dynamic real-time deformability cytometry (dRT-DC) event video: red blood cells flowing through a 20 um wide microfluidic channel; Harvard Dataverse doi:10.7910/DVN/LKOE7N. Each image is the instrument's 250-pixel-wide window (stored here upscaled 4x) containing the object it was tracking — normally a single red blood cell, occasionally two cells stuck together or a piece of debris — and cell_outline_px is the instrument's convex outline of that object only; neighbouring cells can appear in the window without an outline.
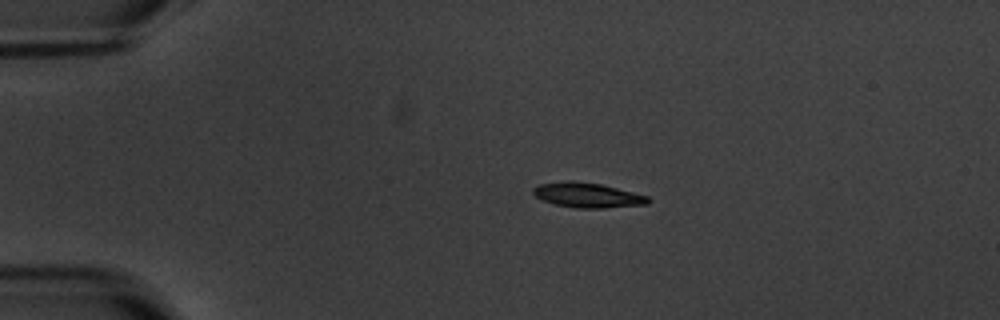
{"species": "common noctule bat (a hibernating species)", "species_latin": "Nyctalus noctula", "temperature_condition": "warm", "stored_images_in_passage": 7, "camera_frame_rate_fps": 3000, "um_per_image_px": 0.085, "animal": {"sex": "male", "body_mass_g": 20.1, "forearm_length_mm": 53.5}, "frame": {"image": 1, "passage_image": 1, "time_ms": 0.0, "image_size_px": [1000, 320], "cell_outline_px": [[652, 200], [648, 204], [604, 208], [576, 208], [556, 204], [544, 200], [536, 196], [532, 192], [532, 188], [540, 184], [568, 180], [572, 180], [600, 184], [648, 196]], "centroid_in_image_um": [49.95, 16.59], "position_along_channel_um": 35.1, "area_um2": 16.53}}
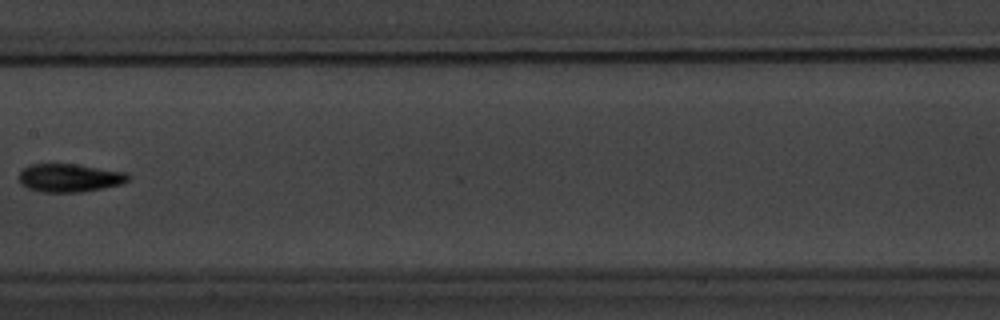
{"frame": {"image": 2, "passage_image": 6, "time_ms": 6.0, "image_size_px": [1000, 320], "cell_outline_px": [[132, 176], [128, 180], [120, 184], [80, 192], [40, 192], [28, 188], [20, 184], [20, 172], [28, 164], [76, 164], [128, 172]], "centroid_in_image_um": [5.92, 15.11], "position_along_channel_um": 201.5, "area_um2": 17.98}}
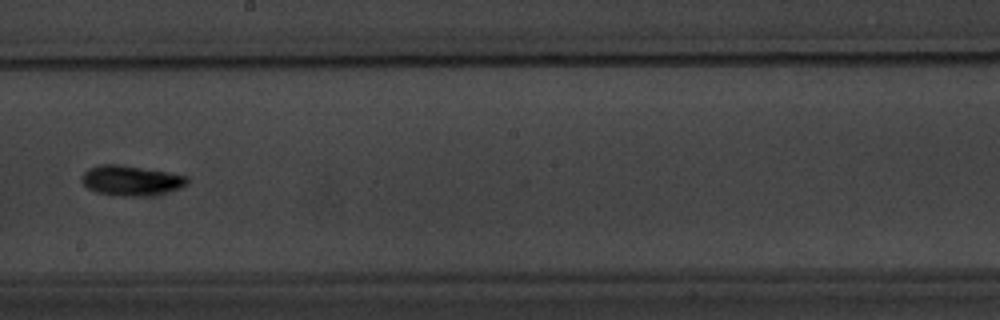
{"frame": {"image": 3, "passage_image": 7, "time_ms": 7.0, "image_size_px": [1000, 320], "cell_outline_px": [[188, 184], [180, 188], [168, 192], [136, 196], [112, 196], [96, 192], [88, 188], [80, 180], [80, 176], [88, 168], [100, 164], [120, 164], [188, 176]], "centroid_in_image_um": [11.09, 15.34], "position_along_channel_um": 237.1, "area_um2": 18.55}}